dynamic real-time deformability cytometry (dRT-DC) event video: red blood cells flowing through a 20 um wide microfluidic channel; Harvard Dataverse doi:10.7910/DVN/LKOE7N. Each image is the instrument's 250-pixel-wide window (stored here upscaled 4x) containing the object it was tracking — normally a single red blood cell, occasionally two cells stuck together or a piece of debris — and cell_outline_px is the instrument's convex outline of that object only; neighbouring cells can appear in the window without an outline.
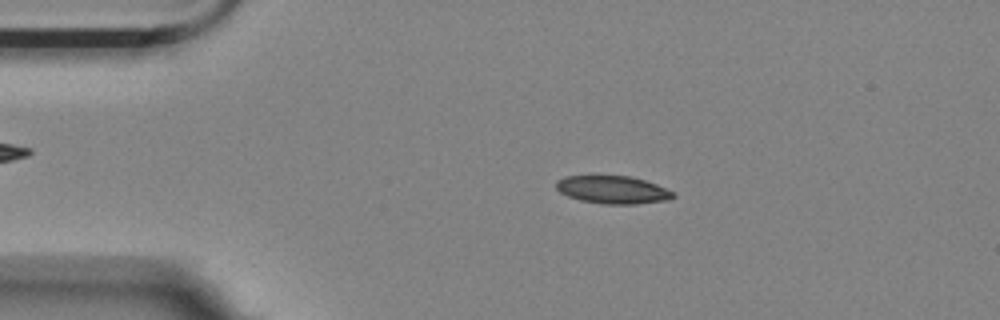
{"species": "Egyptian fruit bat (a non-hibernating species)", "species_latin": "Rousettus aegyptiacus", "temperature_condition": "room temperature", "stored_images_in_passage": 54, "camera_frame_rate_fps": 3000, "um_per_image_px": 0.085, "animal": {"sex": "female"}, "frame": {"image": 1, "passage_image": 9, "time_ms": 2.667, "image_size_px": [1000, 320], "cell_outline_px": [[676, 196], [668, 200], [636, 204], [604, 204], [580, 200], [568, 196], [560, 192], [556, 188], [556, 180], [564, 176], [632, 176], [656, 184], [676, 192]], "centroid_in_image_um": [52.1, 16.13], "position_along_channel_um": 32.9, "area_um2": 19.07}}
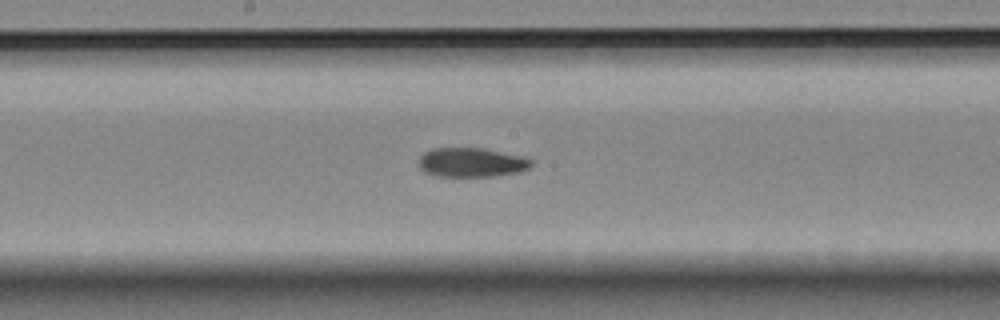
{"frame": {"image": 2, "passage_image": 27, "time_ms": 8.667, "image_size_px": [1000, 320], "cell_outline_px": [[532, 168], [520, 172], [492, 176], [436, 176], [424, 172], [420, 168], [420, 156], [424, 152], [432, 148], [480, 148], [524, 156], [532, 160]], "centroid_in_image_um": [40.11, 13.81], "position_along_channel_um": 208.1, "area_um2": 19.25}}
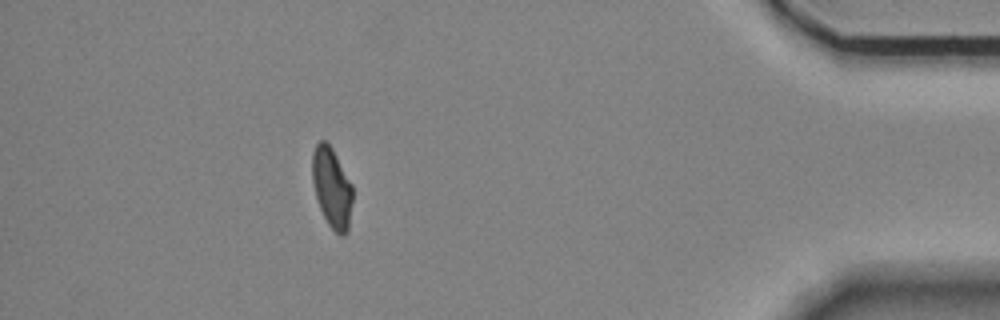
{"frame": {"image": 3, "passage_image": 48, "time_ms": 15.667, "image_size_px": [1000, 320], "cell_outline_px": [[352, 200], [348, 232], [344, 236], [340, 236], [328, 224], [320, 208], [316, 196], [312, 180], [312, 152], [316, 144], [320, 140], [324, 140], [332, 148], [352, 184]], "centroid_in_image_um": [28.21, 15.95], "position_along_channel_um": 407.0, "area_um2": 18.79}, "authors_computed_cell_mechanics": {"area_um2": 19.4208, "velocity_mm_per_s": 3.5568, "shape_relaxation_time_tau1_ms": null, "shape_relaxation_time_tau2_ms": 5.05, "deformation_change_tau1": null, "deformation_change_tau2": 0.1019}}